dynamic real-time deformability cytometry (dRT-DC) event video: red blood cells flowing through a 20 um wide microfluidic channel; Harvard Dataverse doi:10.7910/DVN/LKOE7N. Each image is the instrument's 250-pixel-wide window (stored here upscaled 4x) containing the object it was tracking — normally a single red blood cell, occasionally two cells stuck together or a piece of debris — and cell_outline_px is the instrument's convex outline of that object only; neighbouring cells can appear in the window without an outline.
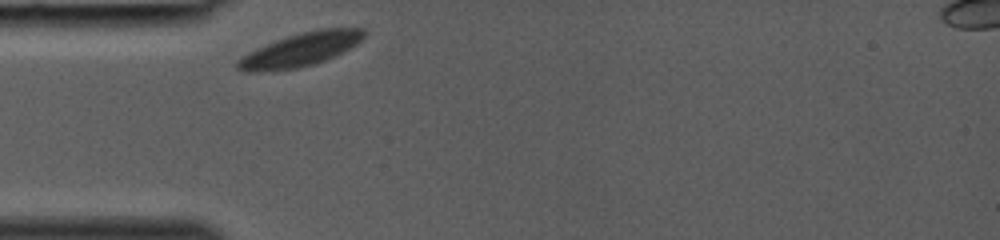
{"species": "common noctule bat (a hibernating species)", "species_latin": "Nyctalus noctula", "temperature_condition": "room temperature", "stored_images_in_passage": 25, "camera_frame_rate_fps": 3000, "um_per_image_px": 0.085, "animal": {"sex": "female", "body_mass_g": 19.0, "forearm_length_mm": 53.3}, "frame": {"image": 1, "passage_image": 1, "time_ms": 0.0, "image_size_px": [1000, 240], "cell_outline_px": [[368, 32], [356, 44], [324, 60], [312, 64], [296, 68], [256, 72], [244, 72], [236, 68], [236, 60], [240, 56], [256, 48], [276, 40], [300, 32], [320, 28], [364, 28]], "centroid_in_image_um": [25.49, 4.21], "position_along_channel_um": 59.5, "area_um2": 24.45}}
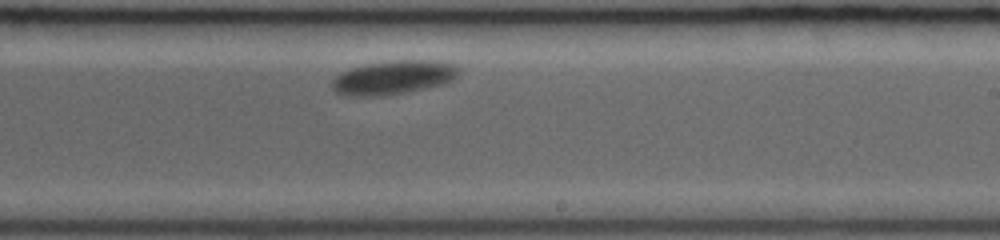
{"frame": {"image": 2, "passage_image": 15, "time_ms": 4.667, "image_size_px": [1000, 240], "cell_outline_px": [[460, 72], [452, 80], [444, 84], [404, 92], [368, 96], [348, 96], [336, 92], [332, 88], [332, 80], [336, 76], [352, 68], [364, 64], [396, 60], [428, 60], [452, 64], [460, 68]], "centroid_in_image_um": [33.44, 6.57], "position_along_channel_um": 255.6, "area_um2": 24.57}}
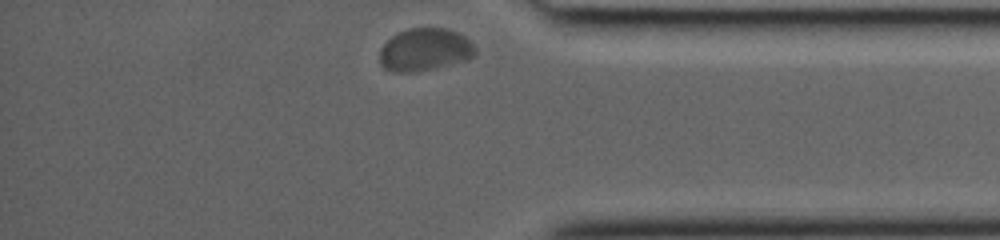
{"frame": {"image": 3, "passage_image": 25, "time_ms": 8.0, "image_size_px": [1000, 240], "cell_outline_px": [[476, 52], [468, 60], [436, 68], [412, 72], [392, 72], [384, 68], [380, 64], [380, 48], [396, 32], [412, 28], [448, 28], [464, 36], [476, 48]], "centroid_in_image_um": [36.1, 4.23], "position_along_channel_um": 399.1, "area_um2": 23.81}}